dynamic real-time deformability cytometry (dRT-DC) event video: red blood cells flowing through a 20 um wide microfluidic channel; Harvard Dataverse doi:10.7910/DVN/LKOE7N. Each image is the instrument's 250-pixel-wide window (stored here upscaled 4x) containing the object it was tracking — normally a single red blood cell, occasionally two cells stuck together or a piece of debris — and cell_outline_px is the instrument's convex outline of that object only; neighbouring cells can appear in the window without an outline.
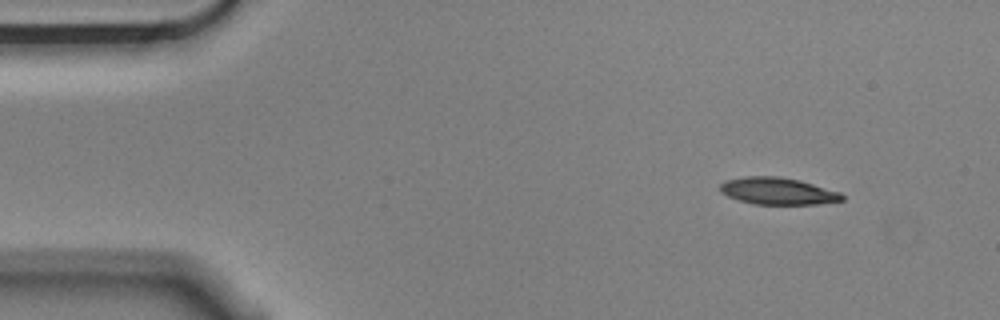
{"species": "Egyptian fruit bat (a non-hibernating species)", "species_latin": "Rousettus aegyptiacus", "temperature_condition": "cold", "stored_images_in_passage": 6, "camera_frame_rate_fps": 3000, "um_per_image_px": 0.085, "animal": {"sex": "male"}, "frame": {"image": 1, "passage_image": 1, "time_ms": 0.0, "image_size_px": [1000, 320], "cell_outline_px": [[844, 200], [816, 204], [752, 204], [728, 196], [720, 192], [720, 184], [724, 180], [744, 176], [776, 176], [800, 180], [840, 192], [844, 196]], "centroid_in_image_um": [66.09, 16.23], "position_along_channel_um": 18.9, "area_um2": 19.19}}
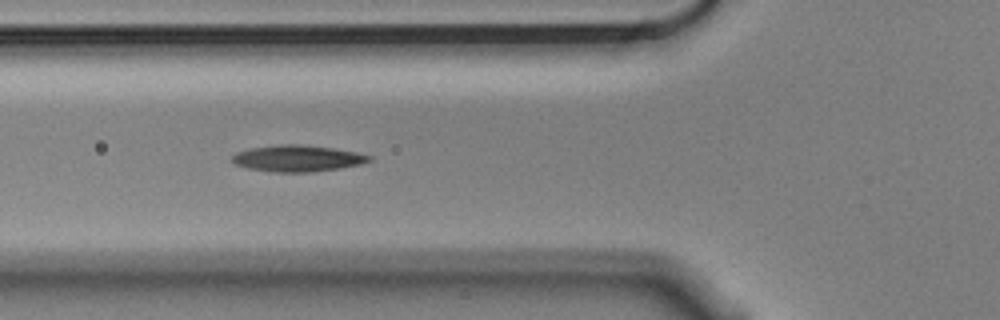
{"frame": {"image": 2, "passage_image": 5, "time_ms": 1.333, "image_size_px": [1000, 320], "cell_outline_px": [[372, 160], [360, 164], [340, 168], [312, 172], [272, 172], [248, 168], [236, 164], [232, 160], [232, 156], [236, 152], [248, 148], [280, 144], [300, 144], [332, 148], [356, 152], [372, 156]], "centroid_in_image_um": [25.28, 13.46], "position_along_channel_um": 100.5, "area_um2": 21.1}}
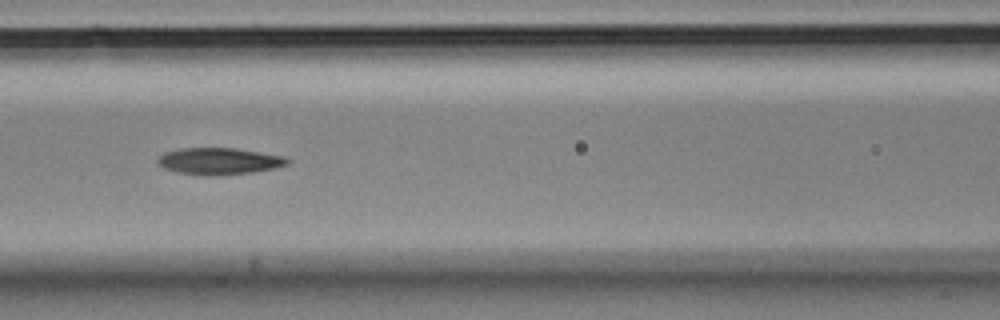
{"frame": {"image": 3, "passage_image": 6, "time_ms": 1.667, "image_size_px": [1000, 320], "cell_outline_px": [[292, 160], [288, 164], [276, 168], [252, 172], [216, 176], [204, 176], [176, 172], [164, 168], [156, 160], [164, 152], [180, 148], [236, 148], [284, 156]], "centroid_in_image_um": [18.64, 13.7], "position_along_channel_um": 148.0, "area_um2": 20.4}}